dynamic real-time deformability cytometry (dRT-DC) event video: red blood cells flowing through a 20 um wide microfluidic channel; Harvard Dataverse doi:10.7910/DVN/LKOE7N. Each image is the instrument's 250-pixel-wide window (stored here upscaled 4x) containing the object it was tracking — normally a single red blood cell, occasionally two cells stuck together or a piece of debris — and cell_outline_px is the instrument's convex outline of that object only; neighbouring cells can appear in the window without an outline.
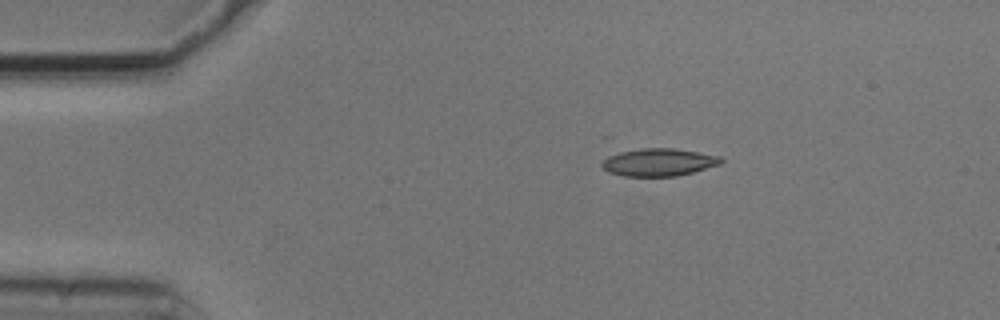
{"species": "common noctule bat (a hibernating species)", "species_latin": "Nyctalus noctula", "temperature_condition": "cold", "stored_images_in_passage": 2, "camera_frame_rate_fps": 3000, "um_per_image_px": 0.085, "animal": {"sex": "male", "body_mass_g": 20.5, "forearm_length_mm": 52.5}, "frame": {"image": 1, "passage_image": 1, "time_ms": 0.0, "image_size_px": [1000, 320], "cell_outline_px": [[724, 160], [720, 164], [692, 172], [676, 176], [624, 176], [608, 172], [600, 164], [612, 152], [640, 148], [672, 148], [720, 156]], "centroid_in_image_um": [55.93, 13.78], "position_along_channel_um": 29.1, "area_um2": 19.19}}